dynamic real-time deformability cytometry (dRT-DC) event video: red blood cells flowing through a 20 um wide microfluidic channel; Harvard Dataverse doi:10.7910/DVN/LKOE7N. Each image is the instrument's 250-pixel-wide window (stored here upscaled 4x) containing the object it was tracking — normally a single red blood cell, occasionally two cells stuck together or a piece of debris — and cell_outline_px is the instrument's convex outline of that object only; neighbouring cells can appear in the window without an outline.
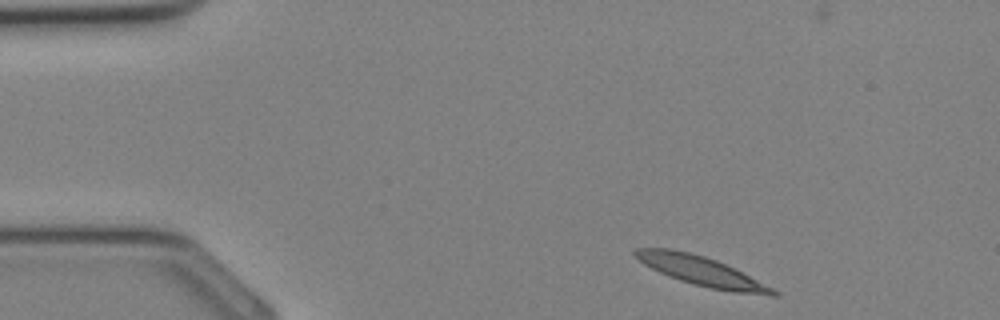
{"species": "Egyptian fruit bat (a non-hibernating species)", "species_latin": "Rousettus aegyptiacus", "temperature_condition": "cold", "stored_images_in_passage": 31, "camera_frame_rate_fps": 3000, "um_per_image_px": 0.085, "animal": {"sex": "female"}, "frame": {"image": 1, "passage_image": 1, "time_ms": 0.0, "image_size_px": [1000, 320], "cell_outline_px": [[780, 296], [768, 296], [732, 292], [692, 284], [668, 276], [644, 264], [632, 252], [636, 248], [672, 248], [692, 252], [716, 260], [780, 292]], "centroid_in_image_um": [59.61, 23.04], "position_along_channel_um": 25.4, "area_um2": 23.24}}
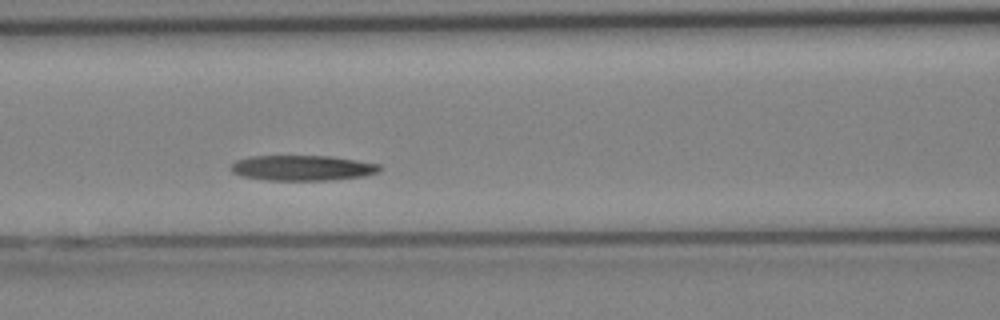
{"frame": {"image": 2, "passage_image": 11, "time_ms": 3.333, "image_size_px": [1000, 320], "cell_outline_px": [[380, 172], [364, 176], [328, 180], [268, 180], [244, 176], [232, 172], [232, 164], [236, 160], [248, 156], [332, 156], [380, 164]], "centroid_in_image_um": [25.73, 14.27], "position_along_channel_um": 140.9, "area_um2": 21.85}}
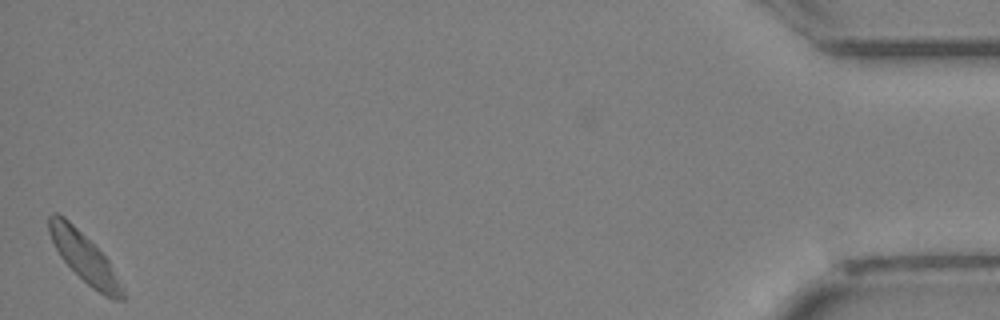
{"frame": {"image": 3, "passage_image": 31, "time_ms": 10.0, "image_size_px": [1000, 320], "cell_outline_px": [[124, 300], [112, 300], [104, 296], [92, 288], [60, 256], [48, 232], [48, 216], [52, 212], [56, 212], [64, 216], [108, 260], [124, 292]], "centroid_in_image_um": [7.14, 21.88], "position_along_channel_um": 428.1, "area_um2": 20.35}}